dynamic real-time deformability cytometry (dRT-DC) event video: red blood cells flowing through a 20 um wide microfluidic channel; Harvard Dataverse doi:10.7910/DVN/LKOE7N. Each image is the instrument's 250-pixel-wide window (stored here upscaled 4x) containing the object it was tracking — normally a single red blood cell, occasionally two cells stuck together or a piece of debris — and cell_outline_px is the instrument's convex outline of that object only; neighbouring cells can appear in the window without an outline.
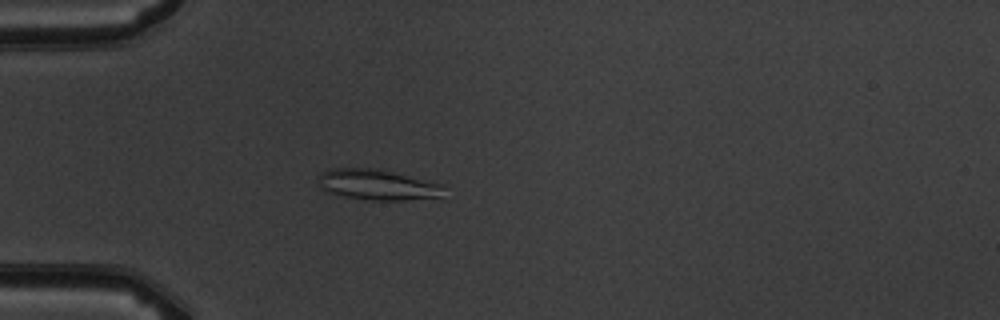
{"species": "common noctule bat (a hibernating species)", "species_latin": "Nyctalus noctula", "temperature_condition": "warm", "stored_images_in_passage": 5, "camera_frame_rate_fps": 3000, "um_per_image_px": 0.085, "animal": {"sex": "male", "body_mass_g": 19.5, "forearm_length_mm": 54.6}, "frame": {"image": 1, "passage_image": 5, "time_ms": 4.667, "image_size_px": [1000, 320], "cell_outline_px": [[444, 184], [440, 200], [368, 200], [344, 196], [328, 192], [320, 188], [320, 172], [332, 168], [384, 168]], "centroid_in_image_um": [32.2, 15.7], "position_along_channel_um": 52.8, "area_um2": 23.18}}